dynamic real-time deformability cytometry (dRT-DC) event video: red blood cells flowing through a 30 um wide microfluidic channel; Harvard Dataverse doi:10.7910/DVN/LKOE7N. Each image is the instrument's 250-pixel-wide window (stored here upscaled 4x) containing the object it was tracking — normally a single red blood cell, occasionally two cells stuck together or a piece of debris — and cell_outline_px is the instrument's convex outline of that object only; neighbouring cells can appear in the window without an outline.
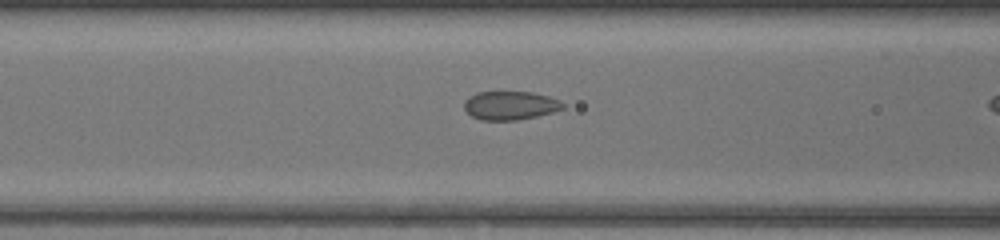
{"species": "common noctule bat (a hibernating species)", "species_latin": "Nyctalus noctula", "temperature_condition": "warm", "stored_images_in_passage": 11, "camera_frame_rate_fps": 3000, "um_per_image_px": 0.085, "animal": {"sex": "female", "body_mass_g": 17.0, "forearm_length_mm": 48.0}, "frame": {"image": 1, "passage_image": 10, "time_ms": 3.0, "image_size_px": [1000, 240], "cell_outline_px": [[564, 108], [552, 112], [536, 116], [516, 120], [480, 120], [472, 116], [464, 108], [464, 100], [468, 96], [476, 92], [532, 92], [548, 96], [560, 100], [564, 104]], "centroid_in_image_um": [43.35, 8.96], "position_along_channel_um": 123.3, "area_um2": 16.47}}